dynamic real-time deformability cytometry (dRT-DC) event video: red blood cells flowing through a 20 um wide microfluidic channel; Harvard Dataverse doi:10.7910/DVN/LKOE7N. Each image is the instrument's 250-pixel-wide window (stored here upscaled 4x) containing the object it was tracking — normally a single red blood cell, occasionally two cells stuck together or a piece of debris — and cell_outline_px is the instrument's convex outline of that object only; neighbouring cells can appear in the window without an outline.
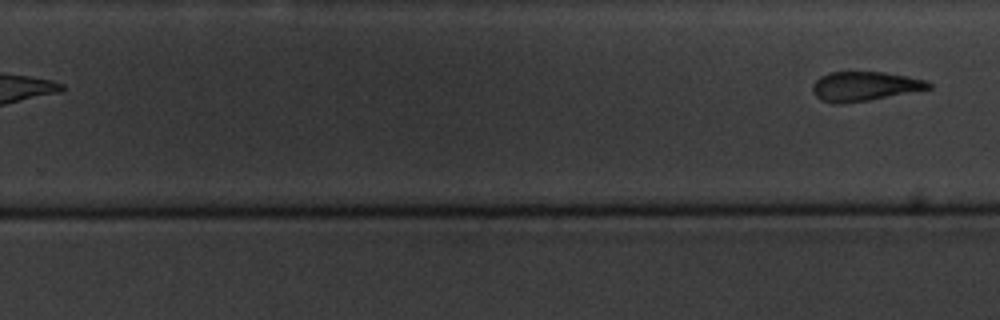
{"species": "common noctule bat (a hibernating species)", "species_latin": "Nyctalus noctula", "temperature_condition": "cold", "stored_images_in_passage": 11, "camera_frame_rate_fps": 3000, "um_per_image_px": 0.085, "animal": {"sex": "male", "body_mass_g": 20.1, "forearm_length_mm": 53.5}, "frame": {"image": 1, "passage_image": 11, "time_ms": 11.667, "image_size_px": [1000, 320], "cell_outline_px": [[932, 88], [868, 100], [844, 104], [832, 104], [820, 100], [812, 92], [812, 84], [820, 76], [828, 72], [884, 72], [924, 80], [932, 84]], "centroid_in_image_um": [73.41, 7.34], "position_along_channel_um": 256.4, "area_um2": 19.83}}